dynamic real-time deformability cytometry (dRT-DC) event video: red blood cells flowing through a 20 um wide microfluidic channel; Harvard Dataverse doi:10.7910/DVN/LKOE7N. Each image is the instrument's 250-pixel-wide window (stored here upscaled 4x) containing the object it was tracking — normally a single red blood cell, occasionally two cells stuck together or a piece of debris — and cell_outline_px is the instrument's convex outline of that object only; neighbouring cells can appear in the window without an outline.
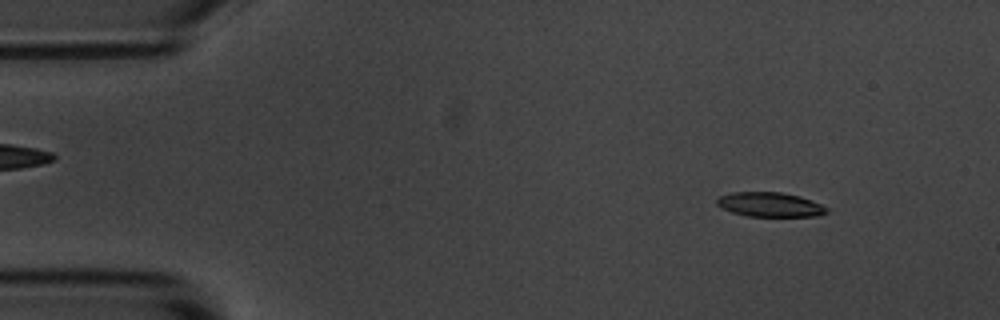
{"species": "common noctule bat (a hibernating species)", "species_latin": "Nyctalus noctula", "temperature_condition": "room temperature", "stored_images_in_passage": 54, "camera_frame_rate_fps": 3000, "um_per_image_px": 0.085, "animal": {"sex": "male", "body_mass_g": 20.1, "forearm_length_mm": 53.5}, "frame": {"image": 1, "passage_image": 6, "time_ms": 1.667, "image_size_px": [1000, 320], "cell_outline_px": [[828, 212], [820, 216], [748, 216], [732, 212], [720, 208], [716, 204], [716, 200], [720, 196], [732, 192], [780, 192], [800, 196], [820, 204], [828, 208]], "centroid_in_image_um": [65.43, 17.39], "position_along_channel_um": 19.6, "area_um2": 15.66}}
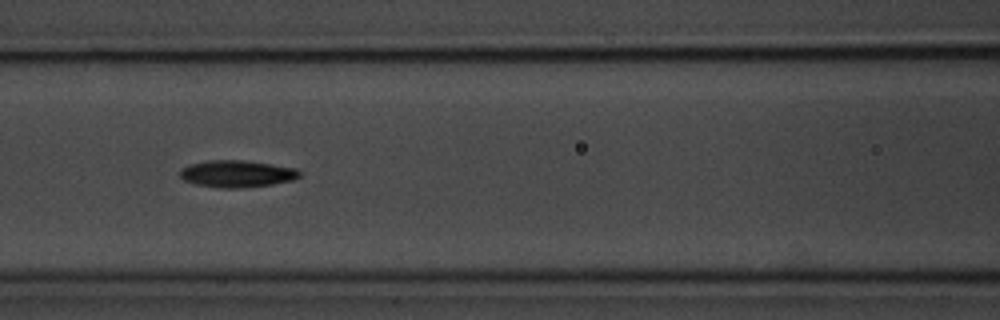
{"frame": {"image": 2, "passage_image": 23, "time_ms": 7.333, "image_size_px": [1000, 320], "cell_outline_px": [[300, 176], [292, 180], [272, 184], [236, 188], [220, 188], [196, 184], [184, 180], [180, 176], [180, 168], [188, 164], [208, 160], [244, 160], [272, 164], [296, 168], [300, 172]], "centroid_in_image_um": [20.11, 14.76], "position_along_channel_um": 146.5, "area_um2": 18.79}}
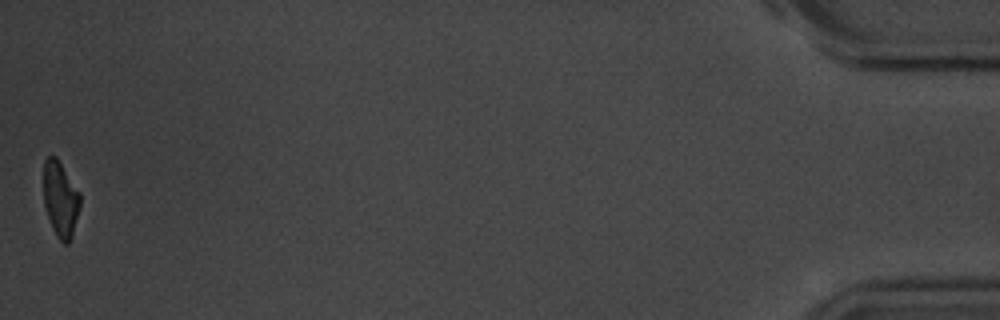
{"frame": {"image": 3, "passage_image": 54, "time_ms": 17.667, "image_size_px": [1000, 320], "cell_outline_px": [[80, 208], [72, 236], [68, 244], [64, 244], [56, 236], [48, 216], [44, 204], [44, 160], [48, 156], [56, 156], [80, 192]], "centroid_in_image_um": [5.15, 16.93], "position_along_channel_um": 430.0, "area_um2": 16.07}, "authors_computed_cell_mechanics": {"area_um2": 17.5712, "velocity_mm_per_s": 3.6792, "shape_relaxation_time_tau1_ms": 3.5068, "shape_relaxation_time_tau2_ms": 8.1163, "deformation_change_tau1": 0.1345, "deformation_change_tau2": 0.1749}}